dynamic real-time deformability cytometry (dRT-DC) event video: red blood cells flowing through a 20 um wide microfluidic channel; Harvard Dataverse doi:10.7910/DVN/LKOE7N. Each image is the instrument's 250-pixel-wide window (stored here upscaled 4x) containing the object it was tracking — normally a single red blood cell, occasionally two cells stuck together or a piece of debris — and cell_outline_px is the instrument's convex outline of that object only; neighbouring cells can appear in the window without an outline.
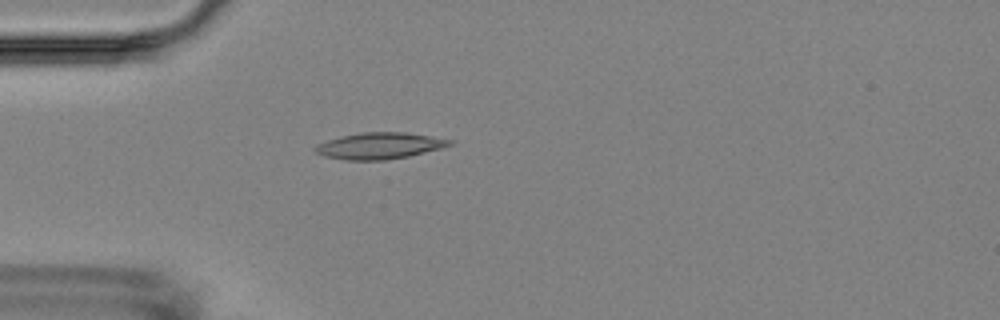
{"species": "Egyptian fruit bat (a non-hibernating species)", "species_latin": "Rousettus aegyptiacus", "temperature_condition": "room temperature", "stored_images_in_passage": 5, "camera_frame_rate_fps": 3000, "um_per_image_px": 0.085, "animal": {"sex": "female"}, "frame": {"image": 1, "passage_image": 5, "time_ms": 4.667, "image_size_px": [1000, 320], "cell_outline_px": [[456, 140], [452, 144], [444, 148], [408, 156], [384, 160], [344, 160], [324, 156], [316, 152], [312, 148], [316, 144], [340, 136], [360, 132], [404, 132]], "centroid_in_image_um": [32.26, 12.39], "position_along_channel_um": 52.7, "area_um2": 20.87}}